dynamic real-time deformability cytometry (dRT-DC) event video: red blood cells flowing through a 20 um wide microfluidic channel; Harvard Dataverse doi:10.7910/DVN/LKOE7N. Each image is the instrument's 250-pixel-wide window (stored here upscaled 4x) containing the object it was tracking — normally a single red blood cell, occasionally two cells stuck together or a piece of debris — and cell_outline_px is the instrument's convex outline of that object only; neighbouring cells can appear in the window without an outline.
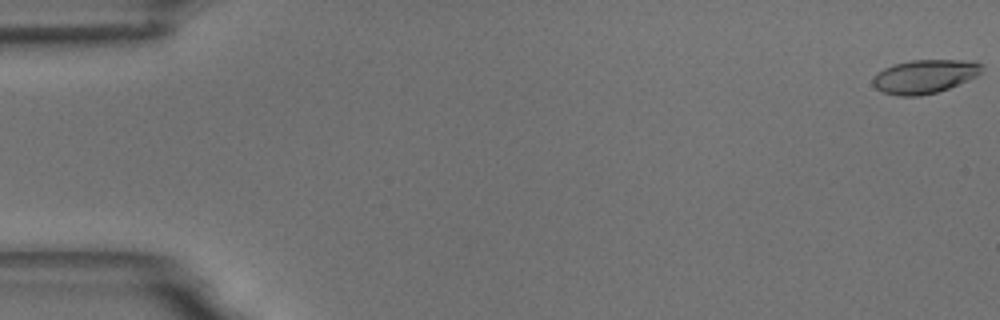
{"species": "common noctule bat (a hibernating species)", "species_latin": "Nyctalus noctula", "temperature_condition": "room temperature", "stored_images_in_passage": 56, "camera_frame_rate_fps": 3000, "um_per_image_px": 0.085, "animal": {"sex": "male", "body_mass_g": 18.8}, "frame": {"image": 1, "passage_image": 1, "time_ms": 0.0, "image_size_px": [1000, 320], "cell_outline_px": [[984, 68], [976, 76], [968, 80], [948, 88], [936, 92], [920, 96], [896, 96], [884, 92], [876, 88], [872, 84], [872, 80], [884, 68], [892, 64], [912, 60], [972, 60], [980, 64]], "centroid_in_image_um": [78.59, 6.49], "position_along_channel_um": 6.4, "area_um2": 21.27}}
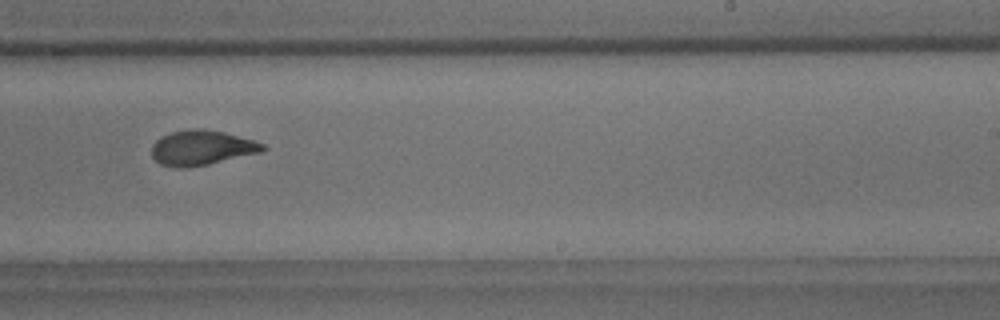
{"frame": {"image": 2, "passage_image": 35, "time_ms": 11.333, "image_size_px": [1000, 320], "cell_outline_px": [[268, 148], [260, 152], [208, 164], [180, 168], [176, 168], [160, 164], [152, 156], [152, 144], [160, 136], [172, 132], [192, 128], [200, 128], [224, 132], [252, 140], [264, 144]], "centroid_in_image_um": [17.11, 12.55], "position_along_channel_um": 271.9, "area_um2": 22.43}}
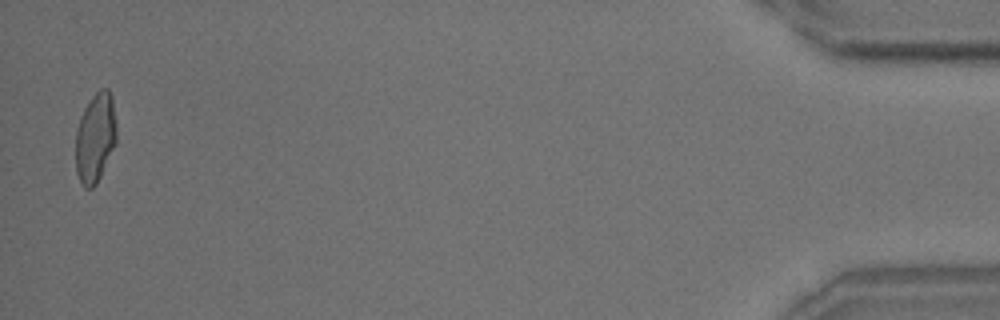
{"frame": {"image": 3, "passage_image": 55, "time_ms": 18.0, "image_size_px": [1000, 320], "cell_outline_px": [[116, 144], [96, 184], [92, 188], [84, 188], [76, 172], [76, 128], [80, 116], [84, 108], [92, 96], [100, 88], [108, 88], [112, 96], [116, 124]], "centroid_in_image_um": [8.1, 11.68], "position_along_channel_um": 427.1, "area_um2": 21.44}, "authors_computed_cell_mechanics": {"area_um2": 22.1663, "velocity_mm_per_s": 3.6666, "shape_relaxation_time_tau1_ms": 6.3792, "shape_relaxation_time_tau2_ms": 1.5943, "deformation_change_tau1": 0.1932, "deformation_change_tau2": 0.0822}}